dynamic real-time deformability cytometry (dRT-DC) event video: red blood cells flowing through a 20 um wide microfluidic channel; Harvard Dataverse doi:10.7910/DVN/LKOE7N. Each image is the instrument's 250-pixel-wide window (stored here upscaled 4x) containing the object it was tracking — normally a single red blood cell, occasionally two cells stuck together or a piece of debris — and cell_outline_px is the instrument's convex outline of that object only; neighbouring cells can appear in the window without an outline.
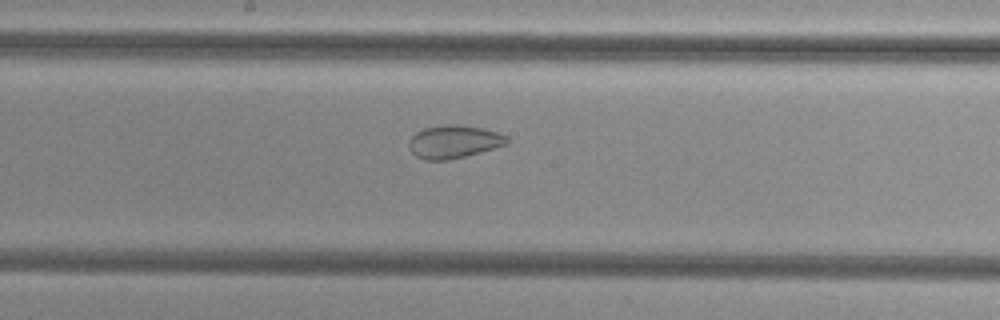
{"species": "common noctule bat (a hibernating species)", "species_latin": "Nyctalus noctula", "temperature_condition": "cold", "stored_images_in_passage": 34, "camera_frame_rate_fps": 3000, "um_per_image_px": 0.085, "animal": {"sex": "female", "body_mass_g": 29.2, "forearm_length_mm": 56.3}, "frame": {"image": 1, "passage_image": 16, "time_ms": 5.0, "image_size_px": [1000, 320], "cell_outline_px": [[508, 144], [464, 156], [448, 160], [424, 160], [416, 156], [412, 152], [408, 144], [408, 140], [416, 132], [424, 128], [444, 124], [456, 124], [484, 128], [508, 136]], "centroid_in_image_um": [38.56, 12.03], "position_along_channel_um": 209.6, "area_um2": 18.84}}
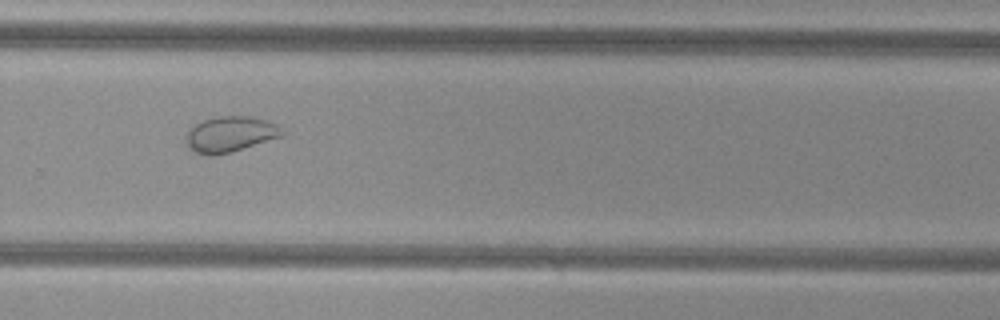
{"frame": {"image": 2, "passage_image": 24, "time_ms": 7.667, "image_size_px": [1000, 320], "cell_outline_px": [[288, 132], [284, 136], [232, 152], [208, 156], [196, 152], [188, 144], [188, 128], [204, 120], [220, 116], [248, 116], [268, 120], [276, 124]], "centroid_in_image_um": [19.67, 11.4], "position_along_channel_um": 310.1, "area_um2": 19.94}}
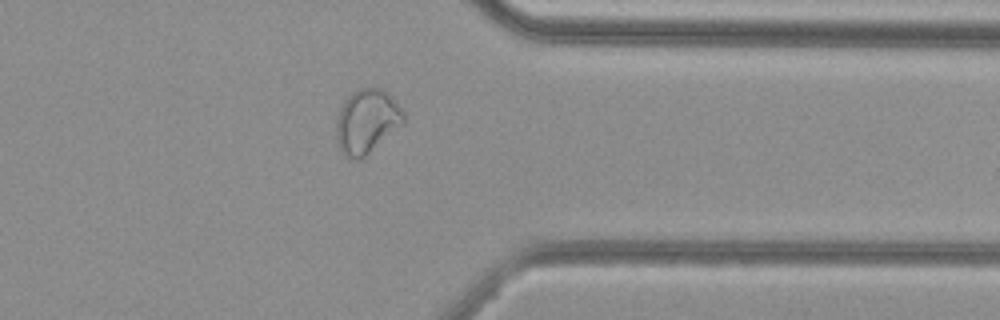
{"frame": {"image": 3, "passage_image": 30, "time_ms": 9.667, "image_size_px": [1000, 320], "cell_outline_px": [[404, 124], [360, 160], [356, 160], [344, 156], [340, 148], [336, 136], [336, 124], [340, 108], [344, 100], [352, 92], [360, 88], [380, 88], [388, 92], [404, 112]], "centroid_in_image_um": [31.18, 10.32], "position_along_channel_um": 380.2, "area_um2": 25.14}, "authors_computed_cell_mechanics": {"area_um2": 21.097, "velocity_mm_per_s": 3.78, "shape_relaxation_time_tau1_ms": null, "shape_relaxation_time_tau2_ms": 1.8169, "deformation_change_tau1": null, "deformation_change_tau2": 0.0595}}